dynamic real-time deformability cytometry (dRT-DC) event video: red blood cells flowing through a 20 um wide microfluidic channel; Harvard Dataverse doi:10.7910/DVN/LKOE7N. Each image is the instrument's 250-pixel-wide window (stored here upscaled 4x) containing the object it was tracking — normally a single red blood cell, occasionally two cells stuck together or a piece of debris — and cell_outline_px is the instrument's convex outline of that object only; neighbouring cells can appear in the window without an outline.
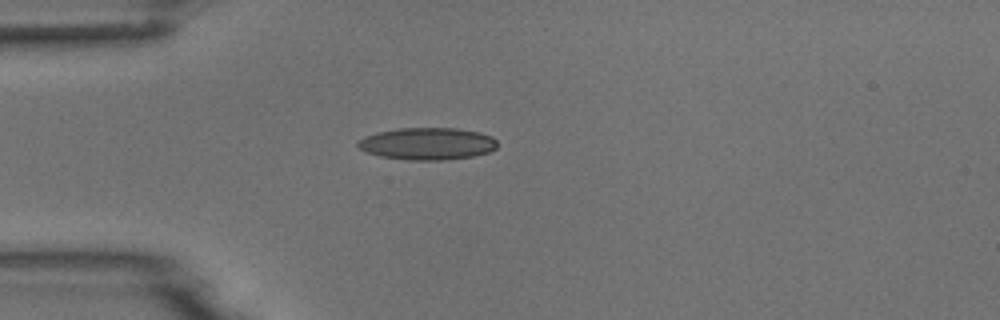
{"species": "common noctule bat (a hibernating species)", "species_latin": "Nyctalus noctula", "temperature_condition": "room temperature", "stored_images_in_passage": 1, "camera_frame_rate_fps": 3000, "um_per_image_px": 0.085, "animal": {"sex": "male", "body_mass_g": 18.8}, "frame": {"image": 1, "passage_image": 1, "time_ms": 0.0, "image_size_px": [1000, 320], "cell_outline_px": [[496, 148], [488, 152], [472, 156], [444, 160], [408, 160], [380, 156], [368, 152], [360, 148], [356, 144], [356, 140], [364, 136], [376, 132], [396, 128], [456, 128], [480, 132], [492, 136], [496, 140]], "centroid_in_image_um": [36.3, 12.2], "position_along_channel_um": 48.7, "area_um2": 26.24}}